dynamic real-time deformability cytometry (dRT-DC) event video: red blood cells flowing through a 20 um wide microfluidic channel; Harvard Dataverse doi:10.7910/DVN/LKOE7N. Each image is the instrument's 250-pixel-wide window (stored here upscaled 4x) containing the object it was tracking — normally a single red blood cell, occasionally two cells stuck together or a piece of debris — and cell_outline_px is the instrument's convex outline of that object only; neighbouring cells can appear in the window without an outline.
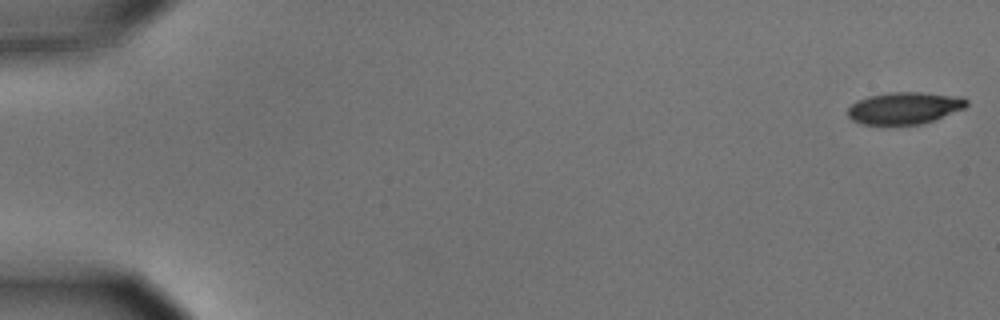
{"species": "common noctule bat (a hibernating species)", "species_latin": "Nyctalus noctula", "temperature_condition": "cold", "stored_images_in_passage": 6, "camera_frame_rate_fps": 3000, "um_per_image_px": 0.085, "animal": {"sex": "male", "body_mass_g": 15.6}, "frame": {"image": 1, "passage_image": 1, "time_ms": 0.0, "image_size_px": [1000, 320], "cell_outline_px": [[968, 104], [964, 108], [932, 120], [920, 124], [860, 124], [852, 120], [848, 116], [848, 108], [856, 100], [868, 96], [892, 92], [920, 92], [964, 96], [968, 100]], "centroid_in_image_um": [76.88, 9.16], "position_along_channel_um": 8.1, "area_um2": 22.08}}
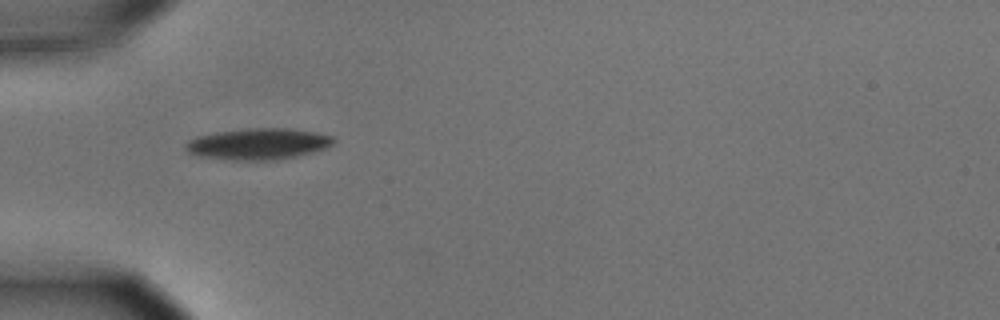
{"frame": {"image": 2, "passage_image": 5, "time_ms": 1.333, "image_size_px": [1000, 320], "cell_outline_px": [[336, 140], [332, 144], [324, 148], [312, 152], [296, 156], [276, 160], [236, 160], [196, 156], [188, 152], [184, 144], [188, 140], [196, 136], [216, 132], [248, 128], [288, 128], [316, 132], [332, 136]], "centroid_in_image_um": [21.92, 12.23], "position_along_channel_um": 63.1, "area_um2": 26.99}}
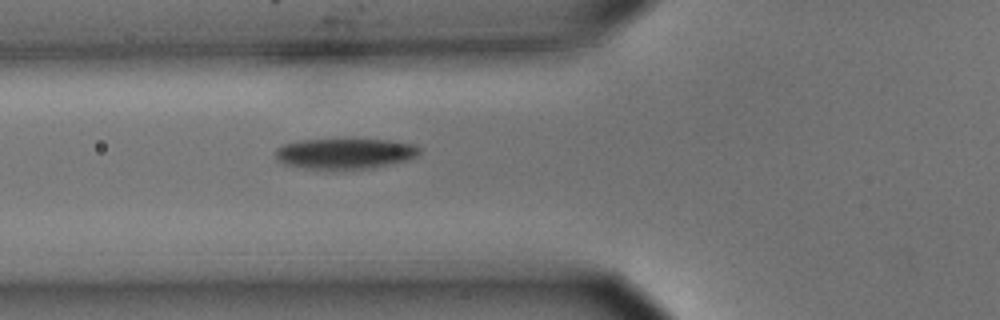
{"frame": {"image": 3, "passage_image": 6, "time_ms": 1.667, "image_size_px": [1000, 320], "cell_outline_px": [[420, 152], [416, 156], [408, 160], [392, 164], [372, 168], [340, 172], [304, 168], [284, 164], [276, 160], [272, 152], [280, 144], [300, 140], [388, 140], [416, 144], [420, 148]], "centroid_in_image_um": [29.26, 13.09], "position_along_channel_um": 96.5, "area_um2": 26.65}}